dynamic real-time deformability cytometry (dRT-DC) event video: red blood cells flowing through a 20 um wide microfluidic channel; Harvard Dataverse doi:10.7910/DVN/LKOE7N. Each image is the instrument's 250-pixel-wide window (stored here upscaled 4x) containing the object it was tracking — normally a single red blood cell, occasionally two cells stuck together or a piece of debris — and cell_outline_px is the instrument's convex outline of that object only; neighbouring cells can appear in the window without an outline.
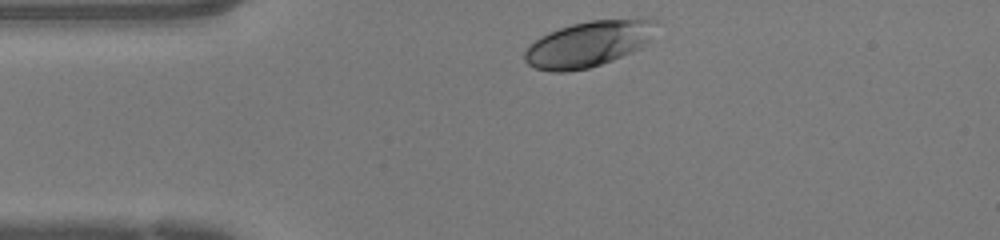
{"species": "human", "species_latin": "Homo sapiens", "temperature_condition": "warm", "stored_images_in_passage": 30, "camera_frame_rate_fps": 3000, "um_per_image_px": 0.085, "donor": {"sex": "female"}, "frame": {"image": 1, "passage_image": 1, "time_ms": 0.0, "image_size_px": [1000, 240], "cell_outline_px": [[656, 20], [648, 40], [640, 48], [632, 52], [612, 60], [588, 68], [568, 72], [552, 72], [536, 68], [528, 64], [524, 60], [524, 52], [536, 40], [548, 32], [572, 24], [588, 20]], "centroid_in_image_um": [49.93, 3.76], "position_along_channel_um": 35.1, "area_um2": 34.16}}
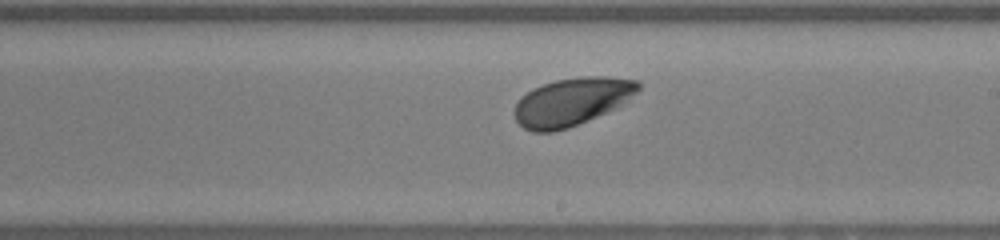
{"frame": {"image": 2, "passage_image": 18, "time_ms": 5.667, "image_size_px": [1000, 240], "cell_outline_px": [[640, 88], [636, 92], [616, 108], [568, 128], [552, 132], [532, 132], [524, 128], [516, 120], [512, 112], [516, 104], [532, 88], [556, 80], [584, 76], [608, 76], [636, 80], [640, 84]], "centroid_in_image_um": [48.58, 8.65], "position_along_channel_um": 240.4, "area_um2": 34.22}}
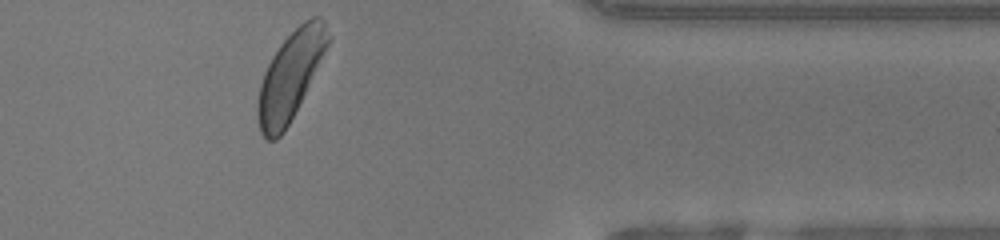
{"frame": {"image": 3, "passage_image": 30, "time_ms": 9.667, "image_size_px": [1000, 240], "cell_outline_px": [[332, 40], [284, 132], [276, 140], [268, 140], [260, 132], [256, 120], [256, 104], [260, 84], [264, 72], [272, 56], [280, 44], [304, 20], [312, 16], [320, 16], [324, 20], [332, 36]], "centroid_in_image_um": [24.68, 6.42], "position_along_channel_um": 386.7, "area_um2": 36.07}, "authors_computed_cell_mechanics": {"area_um2": 34.6511, "velocity_mm_per_s": 4.2074, "shape_relaxation_time_tau1_ms": 1.2279, "shape_relaxation_time_tau2_ms": null, "deformation_change_tau1": 0.1059, "deformation_change_tau2": null}}